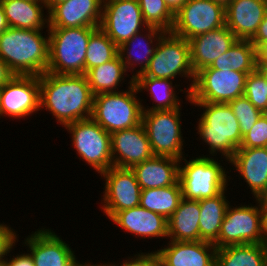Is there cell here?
Returning a JSON list of instances; mask_svg holds the SVG:
<instances>
[{
    "label": "cell",
    "instance_id": "6da1fadb",
    "mask_svg": "<svg viewBox=\"0 0 267 266\" xmlns=\"http://www.w3.org/2000/svg\"><path fill=\"white\" fill-rule=\"evenodd\" d=\"M40 113L45 110L62 127L91 118L94 95L85 74L39 76Z\"/></svg>",
    "mask_w": 267,
    "mask_h": 266
},
{
    "label": "cell",
    "instance_id": "7a4b0ae2",
    "mask_svg": "<svg viewBox=\"0 0 267 266\" xmlns=\"http://www.w3.org/2000/svg\"><path fill=\"white\" fill-rule=\"evenodd\" d=\"M190 106L200 109L196 131L199 142L208 153L201 156L225 158L228 161L240 148L242 135L237 118L228 103L190 102ZM201 140V141H200ZM218 154V155H217ZM223 156V157H222Z\"/></svg>",
    "mask_w": 267,
    "mask_h": 266
},
{
    "label": "cell",
    "instance_id": "3957f363",
    "mask_svg": "<svg viewBox=\"0 0 267 266\" xmlns=\"http://www.w3.org/2000/svg\"><path fill=\"white\" fill-rule=\"evenodd\" d=\"M43 31L9 27L0 34V58L16 75L40 76L47 71L49 30Z\"/></svg>",
    "mask_w": 267,
    "mask_h": 266
},
{
    "label": "cell",
    "instance_id": "277c9868",
    "mask_svg": "<svg viewBox=\"0 0 267 266\" xmlns=\"http://www.w3.org/2000/svg\"><path fill=\"white\" fill-rule=\"evenodd\" d=\"M187 157L188 155H185L180 160L179 182L182 198L199 201L214 197L230 186L229 181L233 180L234 176L229 174L227 159L200 156L198 152L197 157Z\"/></svg>",
    "mask_w": 267,
    "mask_h": 266
},
{
    "label": "cell",
    "instance_id": "5b68a950",
    "mask_svg": "<svg viewBox=\"0 0 267 266\" xmlns=\"http://www.w3.org/2000/svg\"><path fill=\"white\" fill-rule=\"evenodd\" d=\"M98 27L49 28V62L46 72L60 75L85 74L90 36Z\"/></svg>",
    "mask_w": 267,
    "mask_h": 266
},
{
    "label": "cell",
    "instance_id": "8992f818",
    "mask_svg": "<svg viewBox=\"0 0 267 266\" xmlns=\"http://www.w3.org/2000/svg\"><path fill=\"white\" fill-rule=\"evenodd\" d=\"M133 83L127 89L94 95L91 118L110 134L142 122V104Z\"/></svg>",
    "mask_w": 267,
    "mask_h": 266
},
{
    "label": "cell",
    "instance_id": "52a82bcc",
    "mask_svg": "<svg viewBox=\"0 0 267 266\" xmlns=\"http://www.w3.org/2000/svg\"><path fill=\"white\" fill-rule=\"evenodd\" d=\"M195 76L191 65L189 40L172 32H165L158 41L146 71L138 77L171 79L173 81L181 77L184 80L183 83L188 84L184 89L190 94Z\"/></svg>",
    "mask_w": 267,
    "mask_h": 266
},
{
    "label": "cell",
    "instance_id": "ba28073f",
    "mask_svg": "<svg viewBox=\"0 0 267 266\" xmlns=\"http://www.w3.org/2000/svg\"><path fill=\"white\" fill-rule=\"evenodd\" d=\"M182 108L161 111H143L142 125L148 136L152 152L155 156L172 157L181 160L185 139L182 132ZM182 114V115H181Z\"/></svg>",
    "mask_w": 267,
    "mask_h": 266
},
{
    "label": "cell",
    "instance_id": "9c48e42d",
    "mask_svg": "<svg viewBox=\"0 0 267 266\" xmlns=\"http://www.w3.org/2000/svg\"><path fill=\"white\" fill-rule=\"evenodd\" d=\"M69 135L74 152L100 175L113 166L111 134L92 118L72 122L63 127Z\"/></svg>",
    "mask_w": 267,
    "mask_h": 266
},
{
    "label": "cell",
    "instance_id": "30bf717a",
    "mask_svg": "<svg viewBox=\"0 0 267 266\" xmlns=\"http://www.w3.org/2000/svg\"><path fill=\"white\" fill-rule=\"evenodd\" d=\"M253 201L255 204L242 202L236 205L234 202V206L232 203L228 205L214 243L217 249L230 245L263 243L262 203L260 199Z\"/></svg>",
    "mask_w": 267,
    "mask_h": 266
},
{
    "label": "cell",
    "instance_id": "8fae6325",
    "mask_svg": "<svg viewBox=\"0 0 267 266\" xmlns=\"http://www.w3.org/2000/svg\"><path fill=\"white\" fill-rule=\"evenodd\" d=\"M248 73L203 68L196 73L190 102L229 103L244 96Z\"/></svg>",
    "mask_w": 267,
    "mask_h": 266
},
{
    "label": "cell",
    "instance_id": "7c38bea8",
    "mask_svg": "<svg viewBox=\"0 0 267 266\" xmlns=\"http://www.w3.org/2000/svg\"><path fill=\"white\" fill-rule=\"evenodd\" d=\"M101 212L109 221L119 211L140 206L141 187L130 168L112 166L102 172Z\"/></svg>",
    "mask_w": 267,
    "mask_h": 266
},
{
    "label": "cell",
    "instance_id": "4fadbf2b",
    "mask_svg": "<svg viewBox=\"0 0 267 266\" xmlns=\"http://www.w3.org/2000/svg\"><path fill=\"white\" fill-rule=\"evenodd\" d=\"M39 76L16 75L0 88V120H26L40 115ZM30 117V118H28Z\"/></svg>",
    "mask_w": 267,
    "mask_h": 266
},
{
    "label": "cell",
    "instance_id": "5bb4252c",
    "mask_svg": "<svg viewBox=\"0 0 267 266\" xmlns=\"http://www.w3.org/2000/svg\"><path fill=\"white\" fill-rule=\"evenodd\" d=\"M225 26V8L212 0H188L175 14L172 33L189 40Z\"/></svg>",
    "mask_w": 267,
    "mask_h": 266
},
{
    "label": "cell",
    "instance_id": "9a60e30c",
    "mask_svg": "<svg viewBox=\"0 0 267 266\" xmlns=\"http://www.w3.org/2000/svg\"><path fill=\"white\" fill-rule=\"evenodd\" d=\"M147 27L138 0L103 1L100 28L118 47Z\"/></svg>",
    "mask_w": 267,
    "mask_h": 266
},
{
    "label": "cell",
    "instance_id": "2e32d148",
    "mask_svg": "<svg viewBox=\"0 0 267 266\" xmlns=\"http://www.w3.org/2000/svg\"><path fill=\"white\" fill-rule=\"evenodd\" d=\"M54 229L42 226L22 240L35 266H80L75 250ZM25 246V247H24ZM79 260V261H78Z\"/></svg>",
    "mask_w": 267,
    "mask_h": 266
},
{
    "label": "cell",
    "instance_id": "e0dca14e",
    "mask_svg": "<svg viewBox=\"0 0 267 266\" xmlns=\"http://www.w3.org/2000/svg\"><path fill=\"white\" fill-rule=\"evenodd\" d=\"M229 173L246 183L251 199H260L267 191V147L238 148L229 160Z\"/></svg>",
    "mask_w": 267,
    "mask_h": 266
},
{
    "label": "cell",
    "instance_id": "ac0fdd59",
    "mask_svg": "<svg viewBox=\"0 0 267 266\" xmlns=\"http://www.w3.org/2000/svg\"><path fill=\"white\" fill-rule=\"evenodd\" d=\"M111 155L113 166L130 169L154 156L142 123L111 134Z\"/></svg>",
    "mask_w": 267,
    "mask_h": 266
},
{
    "label": "cell",
    "instance_id": "d6986e66",
    "mask_svg": "<svg viewBox=\"0 0 267 266\" xmlns=\"http://www.w3.org/2000/svg\"><path fill=\"white\" fill-rule=\"evenodd\" d=\"M110 220L116 227L121 228L124 233L126 232L125 235L132 234L139 240L150 239L151 241L153 238H158L157 242L160 243L165 239L163 241L165 243L168 239V220L141 206L119 211Z\"/></svg>",
    "mask_w": 267,
    "mask_h": 266
},
{
    "label": "cell",
    "instance_id": "ffe728a7",
    "mask_svg": "<svg viewBox=\"0 0 267 266\" xmlns=\"http://www.w3.org/2000/svg\"><path fill=\"white\" fill-rule=\"evenodd\" d=\"M104 0H67L49 11V28L98 27Z\"/></svg>",
    "mask_w": 267,
    "mask_h": 266
},
{
    "label": "cell",
    "instance_id": "44dd1931",
    "mask_svg": "<svg viewBox=\"0 0 267 266\" xmlns=\"http://www.w3.org/2000/svg\"><path fill=\"white\" fill-rule=\"evenodd\" d=\"M163 245L156 250L163 266H215L217 248L213 243L167 240Z\"/></svg>",
    "mask_w": 267,
    "mask_h": 266
},
{
    "label": "cell",
    "instance_id": "7402d4cb",
    "mask_svg": "<svg viewBox=\"0 0 267 266\" xmlns=\"http://www.w3.org/2000/svg\"><path fill=\"white\" fill-rule=\"evenodd\" d=\"M164 33L165 31L157 27L148 26L118 47L121 61L125 64L128 74H132L133 80L146 71Z\"/></svg>",
    "mask_w": 267,
    "mask_h": 266
},
{
    "label": "cell",
    "instance_id": "603a6c76",
    "mask_svg": "<svg viewBox=\"0 0 267 266\" xmlns=\"http://www.w3.org/2000/svg\"><path fill=\"white\" fill-rule=\"evenodd\" d=\"M267 13V0H233L225 8V25L237 39L251 40Z\"/></svg>",
    "mask_w": 267,
    "mask_h": 266
},
{
    "label": "cell",
    "instance_id": "cb8c5ba5",
    "mask_svg": "<svg viewBox=\"0 0 267 266\" xmlns=\"http://www.w3.org/2000/svg\"><path fill=\"white\" fill-rule=\"evenodd\" d=\"M236 40V36L226 25L190 38L191 65L195 74L227 52Z\"/></svg>",
    "mask_w": 267,
    "mask_h": 266
},
{
    "label": "cell",
    "instance_id": "d4e9b609",
    "mask_svg": "<svg viewBox=\"0 0 267 266\" xmlns=\"http://www.w3.org/2000/svg\"><path fill=\"white\" fill-rule=\"evenodd\" d=\"M171 79H158L152 77H137L134 84L138 93L147 92V97L153 101L152 106H149L143 99H141L143 111H161L172 110L175 108H183L185 104L183 99L179 96L180 92L185 95V100L189 103V93L182 89L180 82L175 83ZM179 83V84H178ZM180 86V87H179ZM179 88V89H178ZM181 88V89H180ZM148 105V106H147Z\"/></svg>",
    "mask_w": 267,
    "mask_h": 266
},
{
    "label": "cell",
    "instance_id": "484cf974",
    "mask_svg": "<svg viewBox=\"0 0 267 266\" xmlns=\"http://www.w3.org/2000/svg\"><path fill=\"white\" fill-rule=\"evenodd\" d=\"M180 160L153 156L131 168L141 189L162 188L179 181Z\"/></svg>",
    "mask_w": 267,
    "mask_h": 266
},
{
    "label": "cell",
    "instance_id": "4316f807",
    "mask_svg": "<svg viewBox=\"0 0 267 266\" xmlns=\"http://www.w3.org/2000/svg\"><path fill=\"white\" fill-rule=\"evenodd\" d=\"M0 2L9 27L26 30L49 29V14L45 3L30 0H0Z\"/></svg>",
    "mask_w": 267,
    "mask_h": 266
},
{
    "label": "cell",
    "instance_id": "83f0119b",
    "mask_svg": "<svg viewBox=\"0 0 267 266\" xmlns=\"http://www.w3.org/2000/svg\"><path fill=\"white\" fill-rule=\"evenodd\" d=\"M127 73L125 64L118 55L107 63L89 69L85 75L93 95H97L100 93L121 91L122 88L119 87H123V83L124 85L126 84V88L132 85L134 80Z\"/></svg>",
    "mask_w": 267,
    "mask_h": 266
},
{
    "label": "cell",
    "instance_id": "f1b7e54d",
    "mask_svg": "<svg viewBox=\"0 0 267 266\" xmlns=\"http://www.w3.org/2000/svg\"><path fill=\"white\" fill-rule=\"evenodd\" d=\"M199 220V201L182 198L177 209L167 221V240L200 241Z\"/></svg>",
    "mask_w": 267,
    "mask_h": 266
},
{
    "label": "cell",
    "instance_id": "f546056e",
    "mask_svg": "<svg viewBox=\"0 0 267 266\" xmlns=\"http://www.w3.org/2000/svg\"><path fill=\"white\" fill-rule=\"evenodd\" d=\"M230 188H226L220 194L207 199L199 200L200 220L199 232L200 241L215 243L220 233L221 224L224 219L228 205L231 202L227 198ZM230 201V202H229Z\"/></svg>",
    "mask_w": 267,
    "mask_h": 266
},
{
    "label": "cell",
    "instance_id": "4dcf8cb0",
    "mask_svg": "<svg viewBox=\"0 0 267 266\" xmlns=\"http://www.w3.org/2000/svg\"><path fill=\"white\" fill-rule=\"evenodd\" d=\"M215 266H267V246L256 243L219 248Z\"/></svg>",
    "mask_w": 267,
    "mask_h": 266
},
{
    "label": "cell",
    "instance_id": "1f68e13d",
    "mask_svg": "<svg viewBox=\"0 0 267 266\" xmlns=\"http://www.w3.org/2000/svg\"><path fill=\"white\" fill-rule=\"evenodd\" d=\"M256 47L250 40L237 39L227 52L220 55L205 68L232 69L237 72L253 73L256 70Z\"/></svg>",
    "mask_w": 267,
    "mask_h": 266
},
{
    "label": "cell",
    "instance_id": "d6a6232c",
    "mask_svg": "<svg viewBox=\"0 0 267 266\" xmlns=\"http://www.w3.org/2000/svg\"><path fill=\"white\" fill-rule=\"evenodd\" d=\"M182 199V188L176 184L154 189H142L140 206L164 216L167 220L177 209Z\"/></svg>",
    "mask_w": 267,
    "mask_h": 266
},
{
    "label": "cell",
    "instance_id": "836d02e7",
    "mask_svg": "<svg viewBox=\"0 0 267 266\" xmlns=\"http://www.w3.org/2000/svg\"><path fill=\"white\" fill-rule=\"evenodd\" d=\"M119 55L118 46L98 28L89 38L85 57V73L94 67L107 63Z\"/></svg>",
    "mask_w": 267,
    "mask_h": 266
},
{
    "label": "cell",
    "instance_id": "e575fe53",
    "mask_svg": "<svg viewBox=\"0 0 267 266\" xmlns=\"http://www.w3.org/2000/svg\"><path fill=\"white\" fill-rule=\"evenodd\" d=\"M144 22L148 26L157 27L165 32H171L175 14L164 0H138Z\"/></svg>",
    "mask_w": 267,
    "mask_h": 266
},
{
    "label": "cell",
    "instance_id": "d590c367",
    "mask_svg": "<svg viewBox=\"0 0 267 266\" xmlns=\"http://www.w3.org/2000/svg\"><path fill=\"white\" fill-rule=\"evenodd\" d=\"M228 104L239 122L242 137L252 129L263 114L245 96L238 97Z\"/></svg>",
    "mask_w": 267,
    "mask_h": 266
},
{
    "label": "cell",
    "instance_id": "8d00e7d4",
    "mask_svg": "<svg viewBox=\"0 0 267 266\" xmlns=\"http://www.w3.org/2000/svg\"><path fill=\"white\" fill-rule=\"evenodd\" d=\"M244 96L257 109L267 113V84L256 70L247 75Z\"/></svg>",
    "mask_w": 267,
    "mask_h": 266
},
{
    "label": "cell",
    "instance_id": "74e56055",
    "mask_svg": "<svg viewBox=\"0 0 267 266\" xmlns=\"http://www.w3.org/2000/svg\"><path fill=\"white\" fill-rule=\"evenodd\" d=\"M267 147V113H263L252 129L243 136L240 148Z\"/></svg>",
    "mask_w": 267,
    "mask_h": 266
},
{
    "label": "cell",
    "instance_id": "f35d334b",
    "mask_svg": "<svg viewBox=\"0 0 267 266\" xmlns=\"http://www.w3.org/2000/svg\"><path fill=\"white\" fill-rule=\"evenodd\" d=\"M152 251L142 252L141 250L139 252L136 251V253H133V256L124 257V259L120 262L114 261L108 263L105 261L106 266H159L160 259L158 256V253L156 251V248L154 247ZM116 262V263H115ZM122 262V263H121ZM120 264V265H119Z\"/></svg>",
    "mask_w": 267,
    "mask_h": 266
},
{
    "label": "cell",
    "instance_id": "ab89813d",
    "mask_svg": "<svg viewBox=\"0 0 267 266\" xmlns=\"http://www.w3.org/2000/svg\"><path fill=\"white\" fill-rule=\"evenodd\" d=\"M17 232L10 223L0 222V261L6 258L8 250L17 241Z\"/></svg>",
    "mask_w": 267,
    "mask_h": 266
},
{
    "label": "cell",
    "instance_id": "60d3db41",
    "mask_svg": "<svg viewBox=\"0 0 267 266\" xmlns=\"http://www.w3.org/2000/svg\"><path fill=\"white\" fill-rule=\"evenodd\" d=\"M19 241V234L17 236V241L10 247L8 250L7 256L5 258L6 260V265L7 266H35L32 256L28 250L27 253L23 251L24 253L20 252L19 254H13L15 247ZM13 254V255H11ZM10 255V256H9ZM9 257V258H8Z\"/></svg>",
    "mask_w": 267,
    "mask_h": 266
},
{
    "label": "cell",
    "instance_id": "b9f144b4",
    "mask_svg": "<svg viewBox=\"0 0 267 266\" xmlns=\"http://www.w3.org/2000/svg\"><path fill=\"white\" fill-rule=\"evenodd\" d=\"M250 41L256 47V49L262 43L267 41V13L265 14L264 19L260 23L254 37Z\"/></svg>",
    "mask_w": 267,
    "mask_h": 266
},
{
    "label": "cell",
    "instance_id": "7bdbcfd3",
    "mask_svg": "<svg viewBox=\"0 0 267 266\" xmlns=\"http://www.w3.org/2000/svg\"><path fill=\"white\" fill-rule=\"evenodd\" d=\"M16 74L11 68L0 58V88L10 82Z\"/></svg>",
    "mask_w": 267,
    "mask_h": 266
},
{
    "label": "cell",
    "instance_id": "ee69618b",
    "mask_svg": "<svg viewBox=\"0 0 267 266\" xmlns=\"http://www.w3.org/2000/svg\"><path fill=\"white\" fill-rule=\"evenodd\" d=\"M257 64L256 65H266L267 66V41L262 43L256 49Z\"/></svg>",
    "mask_w": 267,
    "mask_h": 266
},
{
    "label": "cell",
    "instance_id": "f6af8a7d",
    "mask_svg": "<svg viewBox=\"0 0 267 266\" xmlns=\"http://www.w3.org/2000/svg\"><path fill=\"white\" fill-rule=\"evenodd\" d=\"M169 9L176 14L188 0H164Z\"/></svg>",
    "mask_w": 267,
    "mask_h": 266
},
{
    "label": "cell",
    "instance_id": "bcb514c9",
    "mask_svg": "<svg viewBox=\"0 0 267 266\" xmlns=\"http://www.w3.org/2000/svg\"><path fill=\"white\" fill-rule=\"evenodd\" d=\"M263 244L267 246V209H262Z\"/></svg>",
    "mask_w": 267,
    "mask_h": 266
},
{
    "label": "cell",
    "instance_id": "7dc6e473",
    "mask_svg": "<svg viewBox=\"0 0 267 266\" xmlns=\"http://www.w3.org/2000/svg\"><path fill=\"white\" fill-rule=\"evenodd\" d=\"M8 28H9V24H8L7 18L4 14V10H3V7L1 5V2H0V34L3 31H6Z\"/></svg>",
    "mask_w": 267,
    "mask_h": 266
},
{
    "label": "cell",
    "instance_id": "c3c4849f",
    "mask_svg": "<svg viewBox=\"0 0 267 266\" xmlns=\"http://www.w3.org/2000/svg\"><path fill=\"white\" fill-rule=\"evenodd\" d=\"M256 71L263 77L267 84V66L266 65H256Z\"/></svg>",
    "mask_w": 267,
    "mask_h": 266
},
{
    "label": "cell",
    "instance_id": "681fc988",
    "mask_svg": "<svg viewBox=\"0 0 267 266\" xmlns=\"http://www.w3.org/2000/svg\"><path fill=\"white\" fill-rule=\"evenodd\" d=\"M64 1H67V0H45V5L49 11L54 5L64 2Z\"/></svg>",
    "mask_w": 267,
    "mask_h": 266
},
{
    "label": "cell",
    "instance_id": "f907efd6",
    "mask_svg": "<svg viewBox=\"0 0 267 266\" xmlns=\"http://www.w3.org/2000/svg\"><path fill=\"white\" fill-rule=\"evenodd\" d=\"M80 266H106L105 263H101L100 261L97 263L94 264V262H91L89 259L88 261H82L81 265Z\"/></svg>",
    "mask_w": 267,
    "mask_h": 266
},
{
    "label": "cell",
    "instance_id": "816d5d0a",
    "mask_svg": "<svg viewBox=\"0 0 267 266\" xmlns=\"http://www.w3.org/2000/svg\"><path fill=\"white\" fill-rule=\"evenodd\" d=\"M212 1L226 8L233 0H212Z\"/></svg>",
    "mask_w": 267,
    "mask_h": 266
},
{
    "label": "cell",
    "instance_id": "f5cc1de1",
    "mask_svg": "<svg viewBox=\"0 0 267 266\" xmlns=\"http://www.w3.org/2000/svg\"><path fill=\"white\" fill-rule=\"evenodd\" d=\"M262 203V209H267V191L266 193L260 198Z\"/></svg>",
    "mask_w": 267,
    "mask_h": 266
},
{
    "label": "cell",
    "instance_id": "db71d44e",
    "mask_svg": "<svg viewBox=\"0 0 267 266\" xmlns=\"http://www.w3.org/2000/svg\"><path fill=\"white\" fill-rule=\"evenodd\" d=\"M0 266H7V265H6V260H5V259L0 261Z\"/></svg>",
    "mask_w": 267,
    "mask_h": 266
},
{
    "label": "cell",
    "instance_id": "11a10c76",
    "mask_svg": "<svg viewBox=\"0 0 267 266\" xmlns=\"http://www.w3.org/2000/svg\"><path fill=\"white\" fill-rule=\"evenodd\" d=\"M30 1L45 3V0H30Z\"/></svg>",
    "mask_w": 267,
    "mask_h": 266
}]
</instances>
